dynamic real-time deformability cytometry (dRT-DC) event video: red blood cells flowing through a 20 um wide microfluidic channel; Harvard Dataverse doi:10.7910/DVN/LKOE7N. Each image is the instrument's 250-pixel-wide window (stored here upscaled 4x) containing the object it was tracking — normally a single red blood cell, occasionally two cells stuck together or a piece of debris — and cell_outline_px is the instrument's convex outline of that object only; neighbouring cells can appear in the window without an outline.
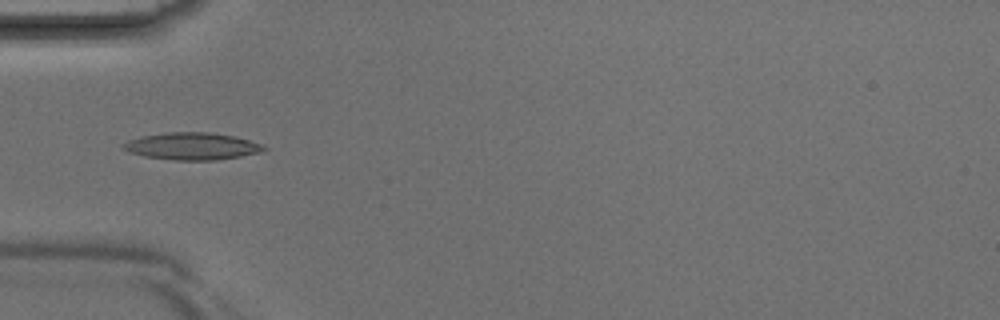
{"species": "Egyptian fruit bat (a non-hibernating species)", "species_latin": "Rousettus aegyptiacus", "temperature_condition": "room temperature", "stored_images_in_passage": 28, "camera_frame_rate_fps": 3000, "um_per_image_px": 0.085, "animal": {"sex": "male"}, "frame": {"image": 1, "passage_image": 1, "time_ms": 0.0, "image_size_px": [1000, 320], "cell_outline_px": [[268, 148], [260, 152], [240, 156], [216, 160], [172, 160], [144, 156], [128, 152], [120, 144], [128, 140], [144, 136], [168, 132], [208, 132], [236, 136], [264, 144]], "centroid_in_image_um": [16.35, 12.42], "position_along_channel_um": 68.7, "area_um2": 22.31}}
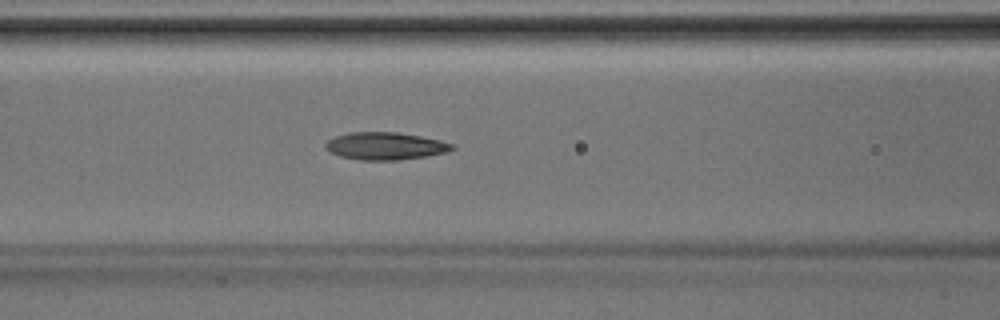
{"frame": {"image": 2, "passage_image": 5, "time_ms": 1.333, "image_size_px": [1000, 320], "cell_outline_px": [[456, 148], [448, 152], [400, 160], [360, 160], [340, 156], [324, 148], [324, 144], [328, 140], [336, 136], [348, 132], [396, 132], [420, 136], [440, 140], [452, 144]], "centroid_in_image_um": [32.74, 12.41], "position_along_channel_um": 133.9, "area_um2": 20.23}}